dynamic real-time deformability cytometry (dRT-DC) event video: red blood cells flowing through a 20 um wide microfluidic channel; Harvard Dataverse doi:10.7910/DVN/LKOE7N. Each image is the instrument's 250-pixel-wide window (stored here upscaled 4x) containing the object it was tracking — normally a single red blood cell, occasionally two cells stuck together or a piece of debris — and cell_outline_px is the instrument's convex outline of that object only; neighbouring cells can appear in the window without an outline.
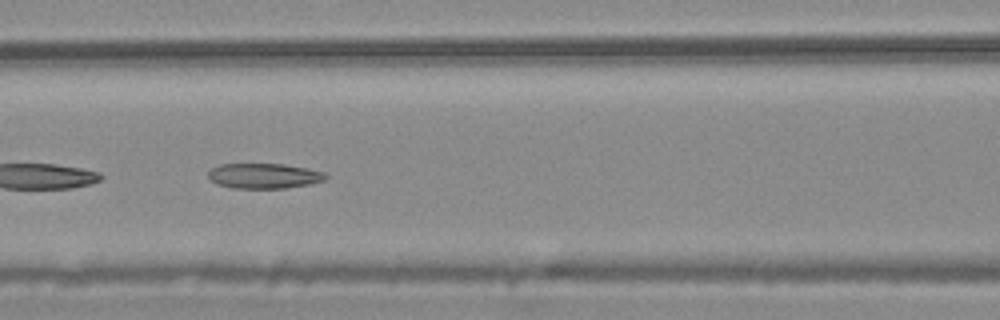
{"species": "common noctule bat (a hibernating species)", "species_latin": "Nyctalus noctula", "temperature_condition": "warm", "stored_images_in_passage": 6, "camera_frame_rate_fps": 3000, "um_per_image_px": 0.085, "animal": {"sex": "male", "body_mass_g": 20.4}, "frame": {"image": 1, "passage_image": 6, "time_ms": 1.667, "image_size_px": [1000, 320], "cell_outline_px": [[328, 176], [324, 180], [308, 184], [284, 188], [232, 188], [216, 184], [208, 176], [208, 172], [212, 168], [220, 164], [284, 164], [308, 168], [324, 172]], "centroid_in_image_um": [22.43, 14.94], "position_along_channel_um": 144.2, "area_um2": 17.17}}